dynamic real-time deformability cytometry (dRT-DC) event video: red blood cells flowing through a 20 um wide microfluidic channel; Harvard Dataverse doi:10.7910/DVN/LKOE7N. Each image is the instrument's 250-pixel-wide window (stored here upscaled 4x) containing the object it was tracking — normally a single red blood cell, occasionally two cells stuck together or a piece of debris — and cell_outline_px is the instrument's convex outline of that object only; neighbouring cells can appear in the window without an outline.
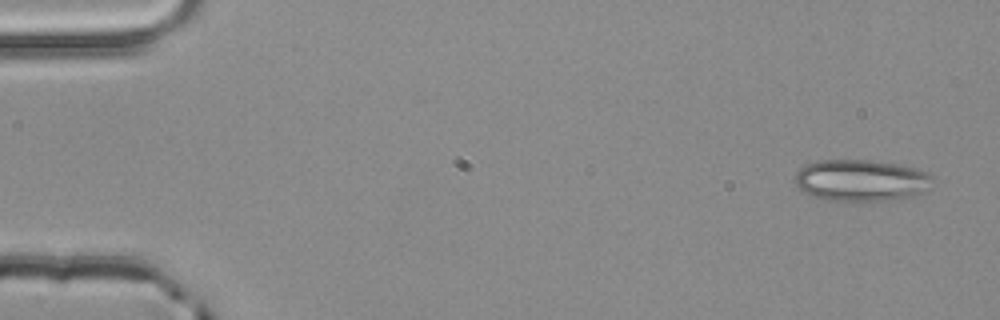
{"species": "common noctule bat (a hibernating species)", "species_latin": "Nyctalus noctula", "temperature_condition": "room temperature", "stored_images_in_passage": 4, "camera_frame_rate_fps": 3000, "um_per_image_px": 0.085, "animal": {"sex": "male", "body_mass_g": 20.4}, "frame": {"image": 1, "passage_image": 1, "time_ms": 0.0, "image_size_px": [1000, 320], "cell_outline_px": [[932, 176], [924, 192], [916, 196], [892, 200], [824, 200], [800, 192], [796, 184], [796, 172], [800, 168], [816, 160], [872, 160], [896, 164], [916, 168], [928, 172]], "centroid_in_image_um": [73.16, 15.33], "position_along_channel_um": 11.8, "area_um2": 33.41}}
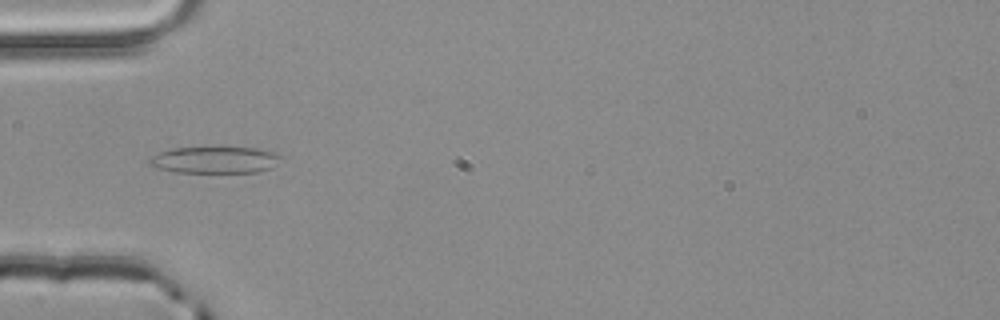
{"frame": {"image": 2, "passage_image": 4, "time_ms": 1.0, "image_size_px": [1000, 320], "cell_outline_px": [[284, 156], [272, 168], [256, 172], [176, 172], [156, 168], [148, 164], [148, 160], [152, 156], [160, 152], [172, 148], [260, 148]], "centroid_in_image_um": [18.27, 13.6], "position_along_channel_um": 66.7, "area_um2": 20.35}}